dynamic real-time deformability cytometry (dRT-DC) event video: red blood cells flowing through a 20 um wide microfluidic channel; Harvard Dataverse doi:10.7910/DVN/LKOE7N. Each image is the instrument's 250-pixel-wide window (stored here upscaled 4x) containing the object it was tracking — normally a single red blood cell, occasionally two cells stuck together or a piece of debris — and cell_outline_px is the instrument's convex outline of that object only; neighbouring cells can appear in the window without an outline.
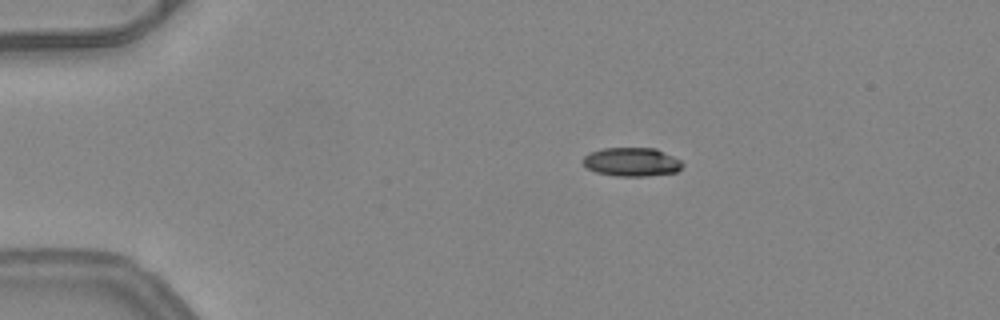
{"species": "common noctule bat (a hibernating species)", "species_latin": "Nyctalus noctula", "temperature_condition": "warm", "stored_images_in_passage": 42, "camera_frame_rate_fps": 3000, "um_per_image_px": 0.085, "animal": {"sex": "female", "body_mass_g": 24.6, "forearm_length_mm": 56.2}, "frame": {"image": 1, "passage_image": 1, "time_ms": 0.0, "image_size_px": [1000, 320], "cell_outline_px": [[684, 164], [676, 172], [648, 176], [616, 176], [596, 172], [588, 168], [580, 160], [584, 156], [592, 152], [604, 148], [656, 148], [680, 160]], "centroid_in_image_um": [53.69, 13.77], "position_along_channel_um": 31.3, "area_um2": 16.59}}
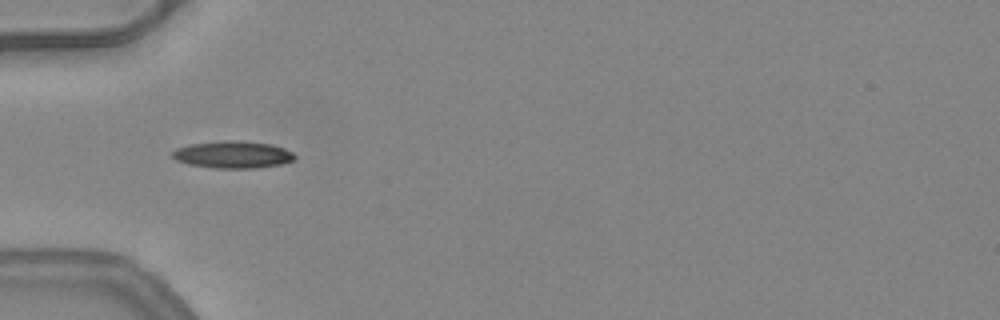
{"frame": {"image": 2, "passage_image": 8, "time_ms": 2.333, "image_size_px": [1000, 320], "cell_outline_px": [[296, 156], [292, 160], [280, 164], [256, 168], [212, 168], [188, 164], [176, 160], [172, 156], [172, 152], [176, 148], [188, 144], [224, 140], [240, 140], [272, 144], [284, 148], [292, 152]], "centroid_in_image_um": [19.76, 13.13], "position_along_channel_um": 65.2, "area_um2": 19.48}, "authors_computed_cell_mechanics": {"area_um2": 17.8024, "velocity_mm_per_s": 4.0844, "shape_relaxation_time_tau1_ms": null, "shape_relaxation_time_tau2_ms": 6.5459, "deformation_change_tau1": null, "deformation_change_tau2": 0.149}}